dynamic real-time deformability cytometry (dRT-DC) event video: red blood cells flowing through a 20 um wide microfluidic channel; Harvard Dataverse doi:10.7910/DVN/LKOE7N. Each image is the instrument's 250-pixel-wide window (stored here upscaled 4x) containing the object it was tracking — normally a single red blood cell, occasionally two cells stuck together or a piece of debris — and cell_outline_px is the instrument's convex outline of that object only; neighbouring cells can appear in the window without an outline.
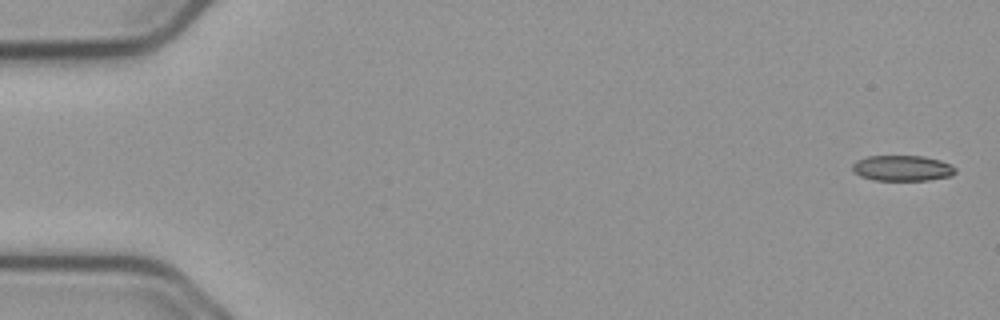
{"species": "common noctule bat (a hibernating species)", "species_latin": "Nyctalus noctula", "temperature_condition": "cold", "stored_images_in_passage": 55, "camera_frame_rate_fps": 3000, "um_per_image_px": 0.085, "animal": {"sex": "male", "body_mass_g": 23.1, "forearm_length_mm": 52.7}, "frame": {"image": 1, "passage_image": 1, "time_ms": 0.0, "image_size_px": [1000, 320], "cell_outline_px": [[956, 172], [952, 176], [928, 180], [872, 180], [860, 176], [852, 172], [852, 164], [856, 160], [868, 156], [924, 156], [940, 160], [956, 168]], "centroid_in_image_um": [76.67, 14.3], "position_along_channel_um": 8.3, "area_um2": 15.49}}
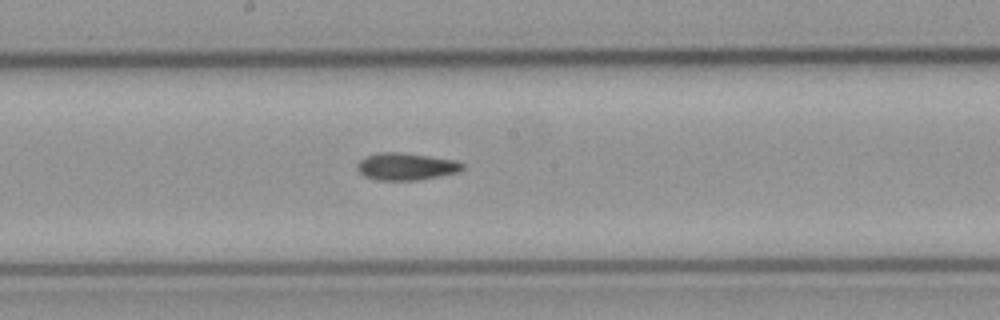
{"frame": {"image": 2, "passage_image": 29, "time_ms": 9.333, "image_size_px": [1000, 320], "cell_outline_px": [[464, 168], [456, 172], [440, 176], [416, 180], [376, 180], [364, 176], [356, 168], [356, 164], [360, 160], [368, 156], [380, 152], [400, 152], [456, 160], [464, 164]], "centroid_in_image_um": [34.5, 14.15], "position_along_channel_um": 213.7, "area_um2": 16.59}}
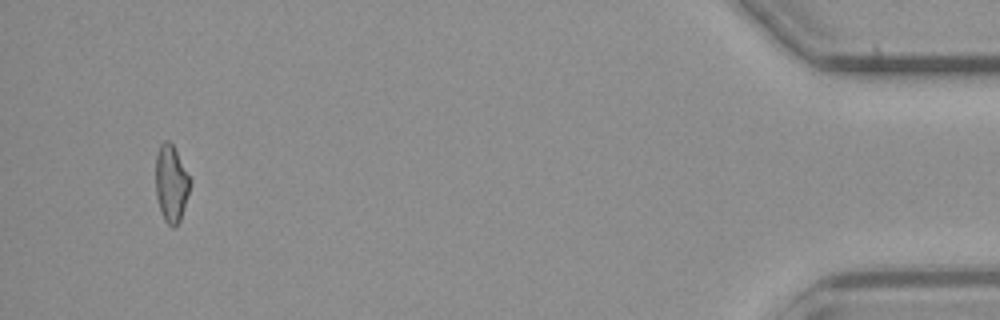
{"frame": {"image": 3, "passage_image": 52, "time_ms": 17.0, "image_size_px": [1000, 320], "cell_outline_px": [[192, 180], [184, 208], [180, 220], [172, 228], [164, 220], [156, 196], [156, 156], [160, 144], [164, 140], [168, 140], [172, 144]], "centroid_in_image_um": [14.55, 15.59], "position_along_channel_um": 420.6, "area_um2": 15.32}, "authors_computed_cell_mechanics": {"area_um2": 16.1262, "velocity_mm_per_s": 3.755, "shape_relaxation_time_tau1_ms": null, "shape_relaxation_time_tau2_ms": 6.9445, "deformation_change_tau1": null, "deformation_change_tau2": 0.1427}}